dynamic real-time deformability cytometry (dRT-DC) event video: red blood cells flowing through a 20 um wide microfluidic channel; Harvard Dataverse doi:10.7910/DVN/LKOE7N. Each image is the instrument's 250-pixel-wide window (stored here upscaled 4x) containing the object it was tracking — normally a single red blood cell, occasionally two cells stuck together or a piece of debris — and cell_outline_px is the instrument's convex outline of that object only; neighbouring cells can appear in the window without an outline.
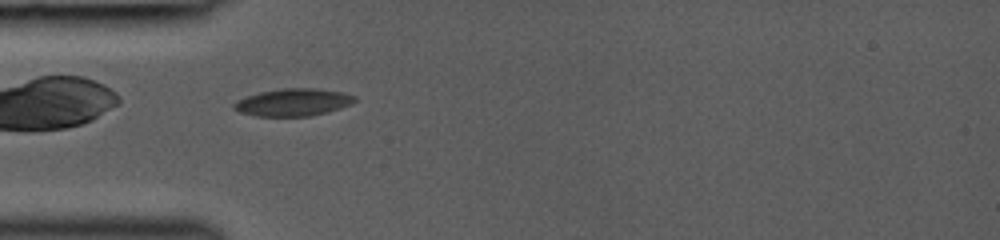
{"species": "common noctule bat (a hibernating species)", "species_latin": "Nyctalus noctula", "temperature_condition": "room temperature", "stored_images_in_passage": 24, "camera_frame_rate_fps": 3000, "um_per_image_px": 0.085, "animal": {"sex": "female", "body_mass_g": 19.0, "forearm_length_mm": 53.3}, "frame": {"image": 1, "passage_image": 2, "time_ms": 0.333, "image_size_px": [1000, 240], "cell_outline_px": [[356, 100], [352, 104], [340, 108], [312, 116], [256, 116], [240, 112], [232, 108], [232, 104], [236, 100], [260, 92], [280, 88], [316, 88], [344, 92], [356, 96]], "centroid_in_image_um": [24.92, 8.69], "position_along_channel_um": 60.1, "area_um2": 19.42}}
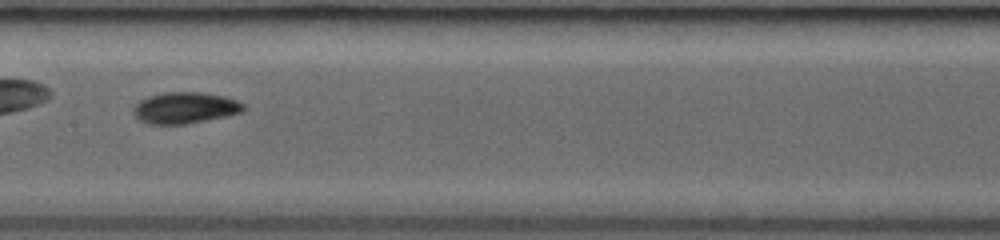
{"frame": {"image": 2, "passage_image": 11, "time_ms": 3.333, "image_size_px": [1000, 240], "cell_outline_px": [[248, 108], [244, 112], [184, 124], [148, 124], [140, 120], [132, 112], [132, 108], [140, 100], [148, 96], [168, 92], [200, 92], [224, 96], [236, 100], [244, 104]], "centroid_in_image_um": [15.73, 9.16], "position_along_channel_um": 191.7, "area_um2": 20.06}}
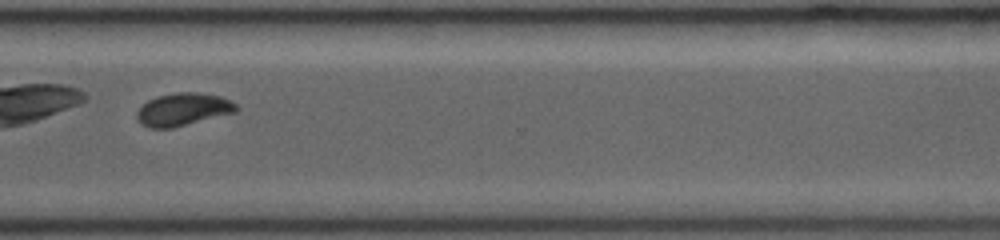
{"frame": {"image": 3, "passage_image": 22, "time_ms": 7.0, "image_size_px": [1000, 240], "cell_outline_px": [[240, 108], [236, 112], [172, 128], [152, 128], [140, 124], [136, 116], [136, 112], [148, 100], [156, 96], [176, 92], [196, 92], [220, 96], [236, 104]], "centroid_in_image_um": [15.55, 9.3], "position_along_channel_um": 355.0, "area_um2": 18.9}}